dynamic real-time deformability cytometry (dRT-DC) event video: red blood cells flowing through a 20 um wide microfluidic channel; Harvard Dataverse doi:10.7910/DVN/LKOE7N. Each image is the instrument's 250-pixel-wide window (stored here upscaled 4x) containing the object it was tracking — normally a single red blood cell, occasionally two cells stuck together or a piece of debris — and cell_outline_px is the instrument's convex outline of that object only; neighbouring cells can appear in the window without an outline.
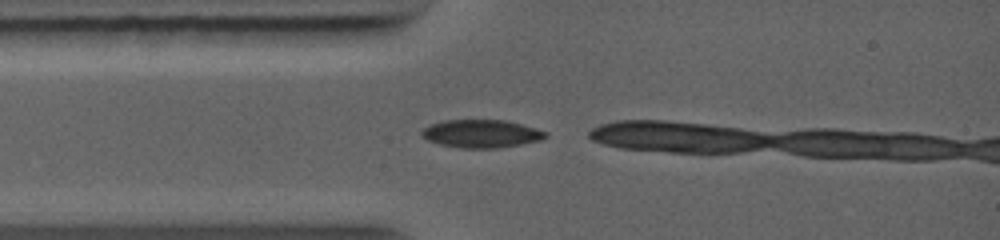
{"species": "common noctule bat (a hibernating species)", "species_latin": "Nyctalus noctula", "temperature_condition": "warm", "stored_images_in_passage": 5, "camera_frame_rate_fps": 5000, "um_per_image_px": 0.085, "animal": {"sex": "female", "body_mass_g": 19.0, "forearm_length_mm": 56.7}, "frame": {"image": 1, "passage_image": 1, "time_ms": 0.0, "image_size_px": [1000, 240], "cell_outline_px": [[548, 136], [540, 140], [520, 144], [496, 148], [460, 148], [440, 144], [428, 140], [420, 136], [420, 132], [424, 128], [432, 124], [444, 120], [504, 120], [536, 128], [548, 132]], "centroid_in_image_um": [40.9, 11.36], "position_along_channel_um": 44.1, "area_um2": 20.11}}